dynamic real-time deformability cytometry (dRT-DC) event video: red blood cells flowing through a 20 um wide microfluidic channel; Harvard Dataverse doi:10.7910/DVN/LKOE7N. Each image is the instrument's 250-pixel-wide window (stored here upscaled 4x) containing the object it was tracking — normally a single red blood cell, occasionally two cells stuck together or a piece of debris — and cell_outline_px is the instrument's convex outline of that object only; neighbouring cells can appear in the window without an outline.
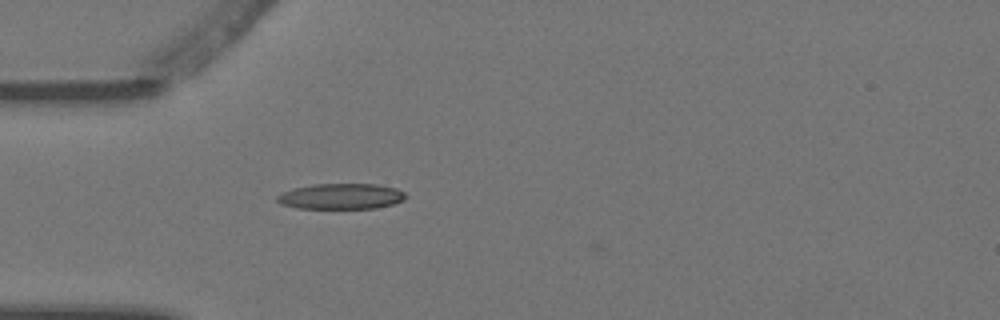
{"species": "Egyptian fruit bat (a non-hibernating species)", "species_latin": "Rousettus aegyptiacus", "temperature_condition": "warm", "stored_images_in_passage": 5, "camera_frame_rate_fps": 3000, "um_per_image_px": 0.085, "animal": {"sex": "female"}, "frame": {"image": 1, "passage_image": 5, "time_ms": 1.333, "image_size_px": [1000, 320], "cell_outline_px": [[408, 196], [404, 200], [392, 204], [376, 208], [296, 208], [280, 204], [276, 200], [276, 196], [280, 192], [292, 188], [312, 184], [376, 184], [396, 188], [404, 192]], "centroid_in_image_um": [28.96, 16.68], "position_along_channel_um": 56.0, "area_um2": 19.42}}